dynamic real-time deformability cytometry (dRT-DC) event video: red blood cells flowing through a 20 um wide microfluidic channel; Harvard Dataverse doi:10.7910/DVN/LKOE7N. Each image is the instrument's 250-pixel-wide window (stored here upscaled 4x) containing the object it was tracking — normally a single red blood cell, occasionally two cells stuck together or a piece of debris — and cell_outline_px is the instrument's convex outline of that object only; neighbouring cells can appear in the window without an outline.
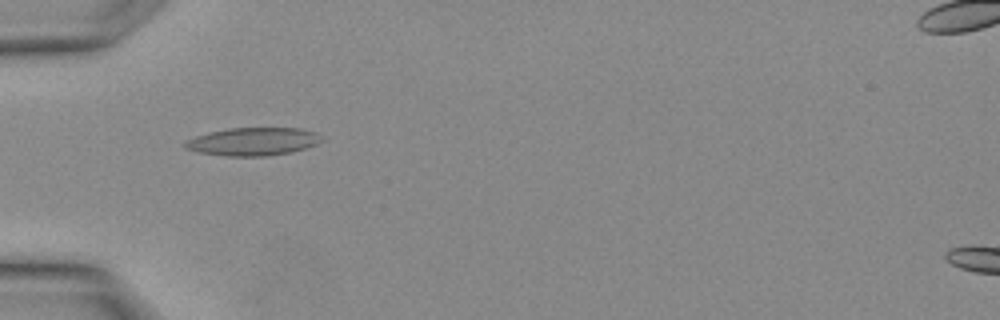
{"species": "Egyptian fruit bat (a non-hibernating species)", "species_latin": "Rousettus aegyptiacus", "temperature_condition": "warm", "stored_images_in_passage": 26, "camera_frame_rate_fps": 3000, "um_per_image_px": 0.085, "animal": {"sex": "female"}, "frame": {"image": 1, "passage_image": 5, "time_ms": 1.333, "image_size_px": [1000, 320], "cell_outline_px": [[324, 140], [316, 144], [292, 152], [268, 156], [228, 156], [200, 152], [184, 148], [184, 140], [208, 132], [228, 128], [300, 128], [316, 132]], "centroid_in_image_um": [21.5, 12.03], "position_along_channel_um": 63.5, "area_um2": 22.31}}
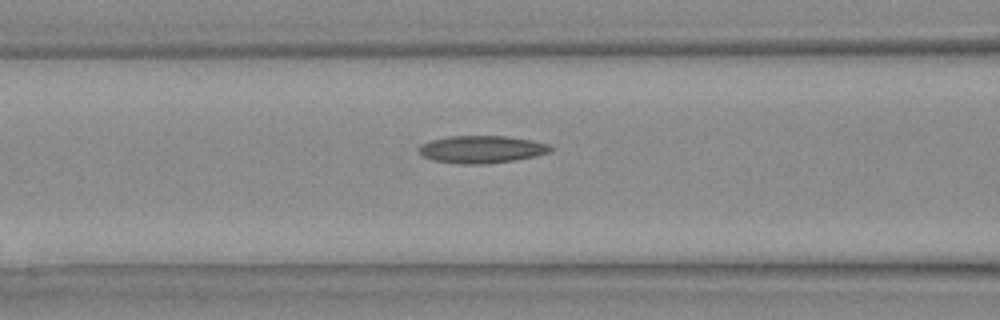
{"frame": {"image": 2, "passage_image": 8, "time_ms": 2.333, "image_size_px": [1000, 320], "cell_outline_px": [[556, 148], [552, 152], [536, 156], [512, 160], [484, 164], [460, 164], [432, 160], [424, 156], [420, 152], [420, 144], [432, 140], [448, 136], [504, 136], [532, 140], [548, 144]], "centroid_in_image_um": [40.99, 12.69], "position_along_channel_um": 125.6, "area_um2": 21.04}}